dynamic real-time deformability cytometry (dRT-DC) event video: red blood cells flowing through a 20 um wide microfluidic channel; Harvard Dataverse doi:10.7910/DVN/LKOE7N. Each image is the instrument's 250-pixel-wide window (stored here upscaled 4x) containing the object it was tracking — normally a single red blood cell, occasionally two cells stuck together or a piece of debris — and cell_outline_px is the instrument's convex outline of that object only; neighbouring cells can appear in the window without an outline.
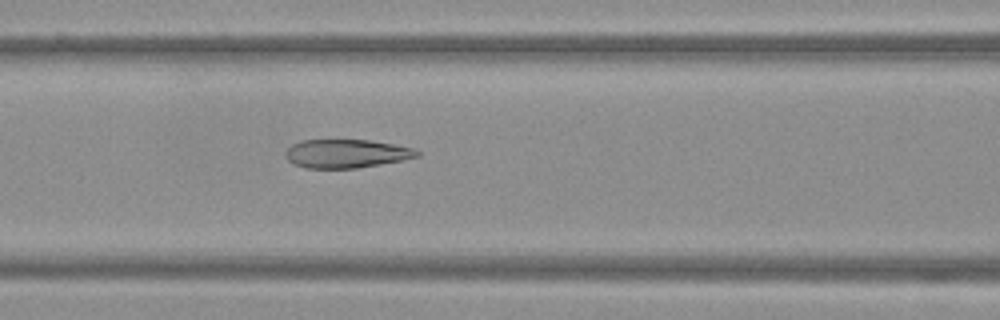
{"species": "Egyptian fruit bat (a non-hibernating species)", "species_latin": "Rousettus aegyptiacus", "temperature_condition": "warm", "stored_images_in_passage": 41, "camera_frame_rate_fps": 3000, "um_per_image_px": 0.085, "frame": {"image": 1, "passage_image": 13, "time_ms": 4.0, "image_size_px": [1000, 320], "cell_outline_px": [[420, 156], [400, 160], [356, 168], [304, 168], [292, 164], [284, 156], [284, 152], [292, 144], [300, 140], [372, 140], [412, 148], [420, 152]], "centroid_in_image_um": [29.37, 13.05], "position_along_channel_um": 137.2, "area_um2": 21.85}}
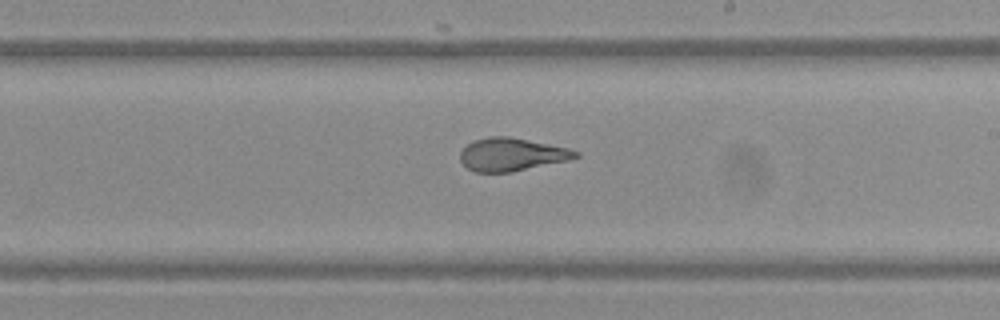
{"frame": {"image": 2, "passage_image": 21, "time_ms": 6.667, "image_size_px": [1000, 320], "cell_outline_px": [[580, 156], [568, 160], [512, 172], [476, 172], [468, 168], [460, 160], [460, 152], [472, 140], [488, 136], [508, 136], [568, 148], [580, 152]], "centroid_in_image_um": [43.48, 13.12], "position_along_channel_um": 245.5, "area_um2": 22.08}}
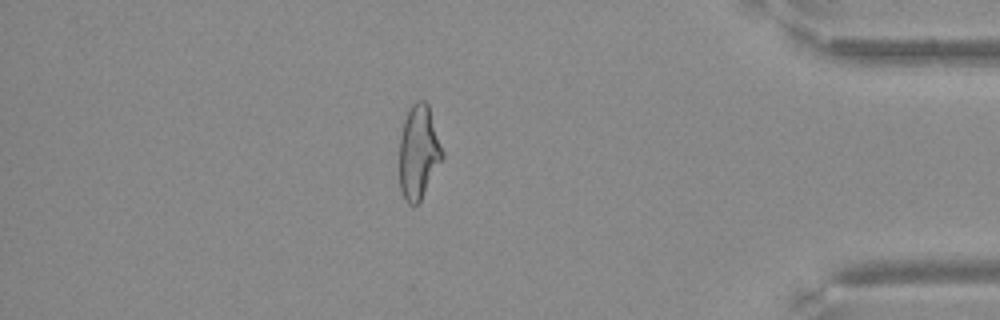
{"frame": {"image": 3, "passage_image": 35, "time_ms": 11.333, "image_size_px": [1000, 320], "cell_outline_px": [[444, 156], [420, 200], [416, 204], [408, 204], [404, 200], [400, 188], [400, 136], [404, 120], [408, 108], [416, 100], [424, 100], [428, 104], [444, 152]], "centroid_in_image_um": [35.58, 12.9], "position_along_channel_um": 399.6, "area_um2": 23.41}}